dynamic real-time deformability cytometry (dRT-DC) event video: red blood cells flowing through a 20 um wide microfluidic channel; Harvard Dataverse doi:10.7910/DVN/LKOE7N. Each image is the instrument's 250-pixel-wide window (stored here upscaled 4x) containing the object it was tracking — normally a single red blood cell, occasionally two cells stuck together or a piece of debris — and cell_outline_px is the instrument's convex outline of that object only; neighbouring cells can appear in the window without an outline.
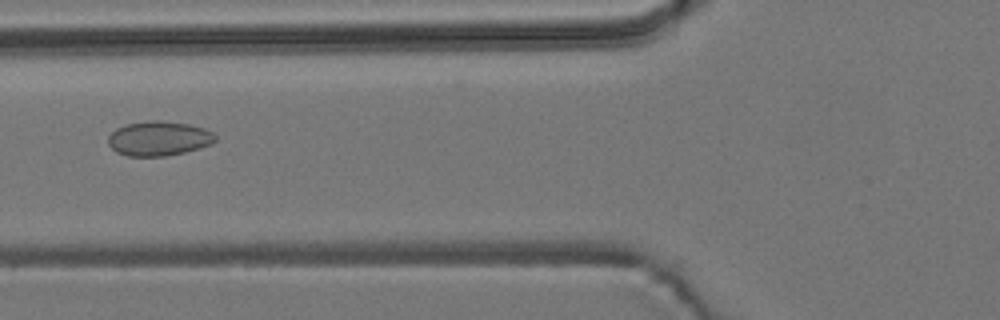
{"species": "common noctule bat (a hibernating species)", "species_latin": "Nyctalus noctula", "temperature_condition": "room temperature", "stored_images_in_passage": 6, "camera_frame_rate_fps": 3000, "um_per_image_px": 0.085, "animal": {"sex": "male", "body_mass_g": 19.2, "forearm_length_mm": 51.8}, "frame": {"image": 1, "passage_image": 6, "time_ms": 1.667, "image_size_px": [1000, 320], "cell_outline_px": [[216, 140], [208, 144], [184, 152], [164, 156], [128, 156], [116, 152], [108, 144], [108, 136], [116, 128], [128, 124], [152, 120], [160, 120], [188, 124], [204, 128], [212, 132], [216, 136]], "centroid_in_image_um": [13.46, 11.77], "position_along_channel_um": 112.3, "area_um2": 21.33}}